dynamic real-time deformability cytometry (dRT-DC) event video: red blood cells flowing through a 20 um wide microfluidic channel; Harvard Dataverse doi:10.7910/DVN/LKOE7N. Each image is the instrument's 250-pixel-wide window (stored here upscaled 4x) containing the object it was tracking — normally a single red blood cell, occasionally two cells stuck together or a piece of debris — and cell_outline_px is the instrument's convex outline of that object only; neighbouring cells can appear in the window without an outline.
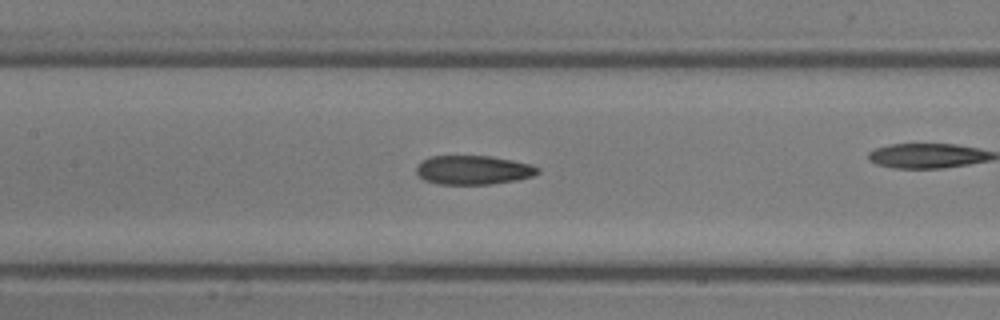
{"species": "common noctule bat (a hibernating species)", "species_latin": "Nyctalus noctula", "temperature_condition": "room temperature", "stored_images_in_passage": 27, "camera_frame_rate_fps": 3000, "um_per_image_px": 0.085, "animal": {"sex": "male", "body_mass_g": 13.3}, "frame": {"image": 1, "passage_image": 16, "time_ms": 5.0, "image_size_px": [1000, 320], "cell_outline_px": [[540, 172], [532, 176], [516, 180], [492, 184], [440, 184], [424, 180], [416, 172], [416, 168], [424, 160], [432, 156], [492, 156], [532, 164], [540, 168]], "centroid_in_image_um": [40.27, 14.45], "position_along_channel_um": 167.1, "area_um2": 20.46}}
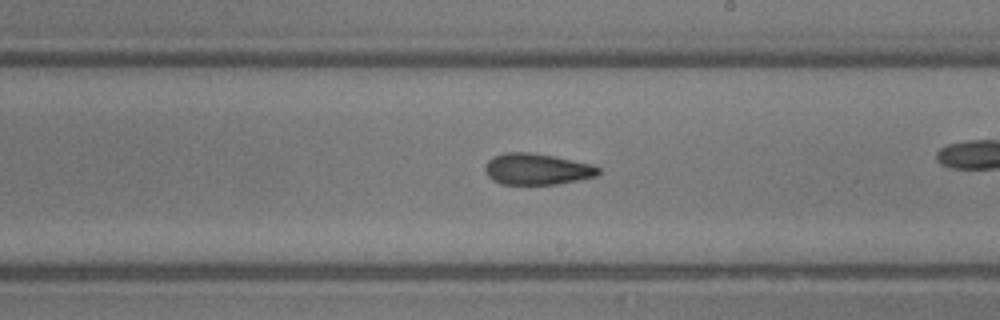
{"frame": {"image": 2, "passage_image": 20, "time_ms": 6.333, "image_size_px": [1000, 320], "cell_outline_px": [[600, 172], [596, 176], [556, 184], [500, 184], [492, 180], [484, 172], [484, 164], [488, 160], [504, 152], [528, 152], [556, 156], [592, 164], [600, 168]], "centroid_in_image_um": [45.61, 14.37], "position_along_channel_um": 243.4, "area_um2": 20.75}}